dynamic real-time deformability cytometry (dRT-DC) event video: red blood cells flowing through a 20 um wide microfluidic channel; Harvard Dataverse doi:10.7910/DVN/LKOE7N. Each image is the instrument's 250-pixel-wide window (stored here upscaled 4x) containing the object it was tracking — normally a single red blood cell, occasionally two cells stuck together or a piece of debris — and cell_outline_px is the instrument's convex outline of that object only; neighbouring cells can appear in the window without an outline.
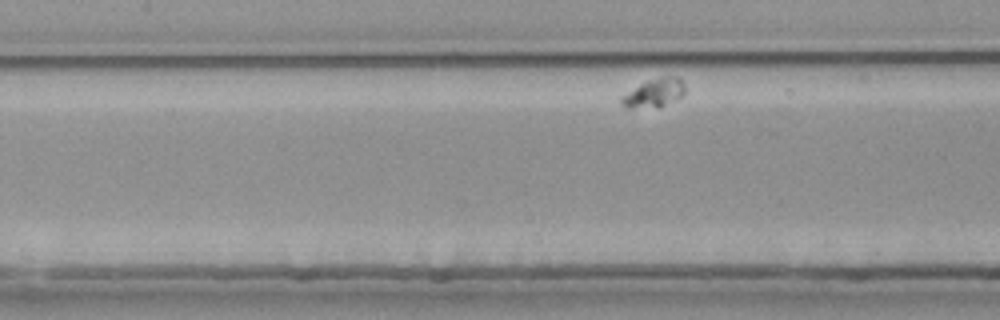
{"species": "common noctule bat (a hibernating species)", "species_latin": "Nyctalus noctula", "temperature_condition": "room temperature", "stored_images_in_passage": 34, "camera_frame_rate_fps": 3000, "um_per_image_px": 0.085, "animal": {"sex": "female", "body_mass_g": 25.1}, "frame": {"image": 1, "passage_image": 11, "time_ms": 3.333, "image_size_px": [1000, 320], "cell_outline_px": [[684, 92], [676, 100], [660, 108], [628, 108], [620, 104], [620, 96], [660, 76], [676, 76], [684, 84]], "centroid_in_image_um": [55.6, 7.95], "position_along_channel_um": 151.8, "area_um2": 10.4}}
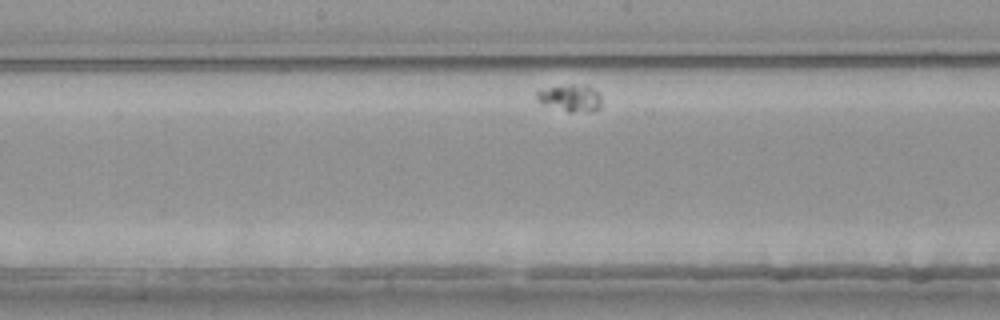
{"frame": {"image": 2, "passage_image": 16, "time_ms": 5.0, "image_size_px": [1000, 320], "cell_outline_px": [[600, 108], [572, 112], [568, 112], [540, 104], [536, 100], [536, 92], [540, 88], [572, 84], [588, 84], [600, 96]], "centroid_in_image_um": [48.39, 8.3], "position_along_channel_um": 199.8, "area_um2": 10.29}}